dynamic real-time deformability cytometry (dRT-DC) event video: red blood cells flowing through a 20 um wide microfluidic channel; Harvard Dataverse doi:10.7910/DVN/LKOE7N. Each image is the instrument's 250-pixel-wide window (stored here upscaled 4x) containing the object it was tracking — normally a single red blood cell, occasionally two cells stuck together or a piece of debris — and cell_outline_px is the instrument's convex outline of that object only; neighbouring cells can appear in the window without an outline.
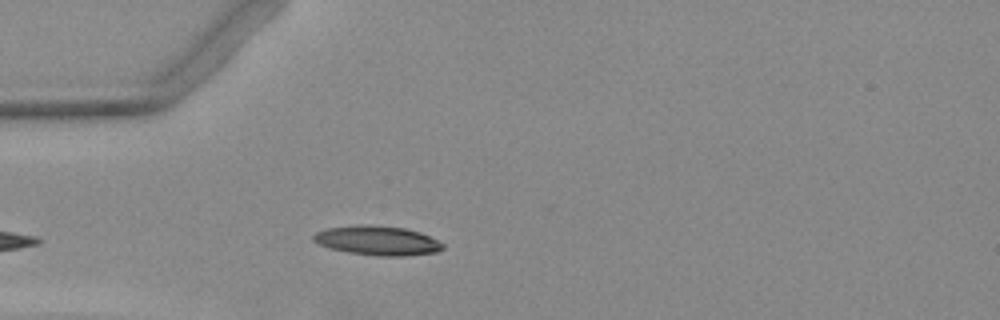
{"species": "Egyptian fruit bat (a non-hibernating species)", "species_latin": "Rousettus aegyptiacus", "temperature_condition": "warm", "stored_images_in_passage": 4, "camera_frame_rate_fps": 3000, "um_per_image_px": 0.085, "animal": {"sex": "female"}, "frame": {"image": 1, "passage_image": 4, "time_ms": 3.667, "image_size_px": [1000, 320], "cell_outline_px": [[444, 248], [436, 252], [404, 256], [380, 256], [348, 252], [332, 248], [320, 244], [312, 240], [312, 236], [316, 232], [328, 228], [404, 228], [420, 232], [444, 244]], "centroid_in_image_um": [32.14, 20.51], "position_along_channel_um": 52.9, "area_um2": 20.75}}